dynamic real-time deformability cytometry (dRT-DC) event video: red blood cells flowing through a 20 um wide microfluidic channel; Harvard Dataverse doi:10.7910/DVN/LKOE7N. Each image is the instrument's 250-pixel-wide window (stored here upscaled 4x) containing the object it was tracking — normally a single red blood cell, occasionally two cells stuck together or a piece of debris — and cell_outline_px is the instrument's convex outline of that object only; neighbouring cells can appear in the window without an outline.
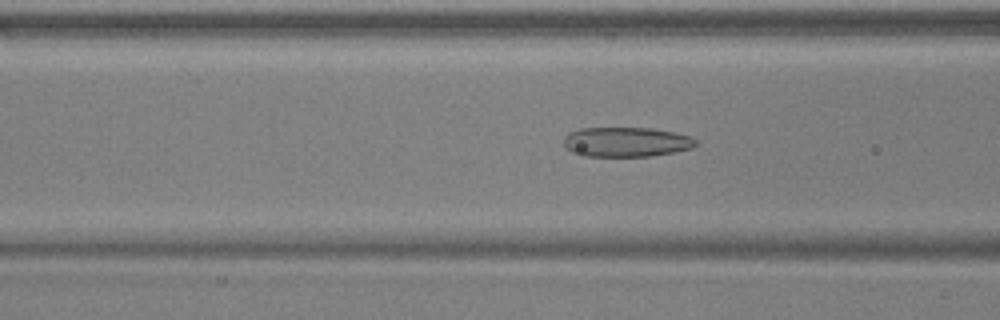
{"species": "common noctule bat (a hibernating species)", "species_latin": "Nyctalus noctula", "temperature_condition": "warm", "stored_images_in_passage": 47, "camera_frame_rate_fps": 3000, "um_per_image_px": 0.085, "animal": {"sex": "male", "body_mass_g": 17.9, "forearm_length_mm": 54.2}, "frame": {"image": 1, "passage_image": 14, "time_ms": 4.333, "image_size_px": [1000, 320], "cell_outline_px": [[696, 144], [692, 148], [672, 152], [648, 156], [584, 156], [572, 152], [564, 144], [564, 136], [568, 132], [580, 128], [652, 128], [676, 132], [692, 136], [696, 140]], "centroid_in_image_um": [53.23, 12.05], "position_along_channel_um": 113.4, "area_um2": 22.89}}
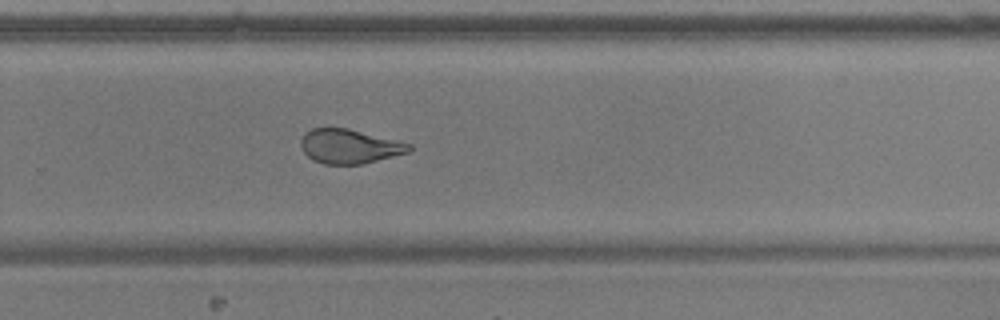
{"frame": {"image": 2, "passage_image": 29, "time_ms": 9.333, "image_size_px": [1000, 320], "cell_outline_px": [[412, 148], [408, 152], [360, 164], [324, 164], [312, 160], [304, 152], [300, 144], [300, 140], [304, 132], [312, 128], [348, 128], [412, 144]], "centroid_in_image_um": [29.66, 12.43], "position_along_channel_um": 300.1, "area_um2": 21.5}}
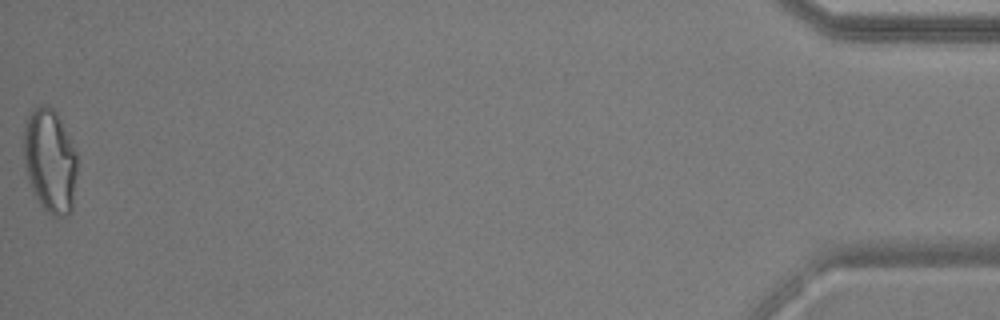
{"frame": {"image": 3, "passage_image": 47, "time_ms": 15.333, "image_size_px": [1000, 320], "cell_outline_px": [[76, 172], [72, 212], [64, 216], [52, 216], [40, 204], [28, 180], [24, 164], [24, 124], [28, 112], [32, 108], [40, 104], [44, 104], [52, 108], [56, 112], [76, 152]], "centroid_in_image_um": [4.22, 13.64], "position_along_channel_um": 431.0, "area_um2": 32.37}, "authors_computed_cell_mechanics": {"area_um2": 24.0448, "velocity_mm_per_s": 3.7398, "shape_relaxation_time_tau1_ms": null, "shape_relaxation_time_tau2_ms": 1.6998, "deformation_change_tau1": null, "deformation_change_tau2": 0.0992}}